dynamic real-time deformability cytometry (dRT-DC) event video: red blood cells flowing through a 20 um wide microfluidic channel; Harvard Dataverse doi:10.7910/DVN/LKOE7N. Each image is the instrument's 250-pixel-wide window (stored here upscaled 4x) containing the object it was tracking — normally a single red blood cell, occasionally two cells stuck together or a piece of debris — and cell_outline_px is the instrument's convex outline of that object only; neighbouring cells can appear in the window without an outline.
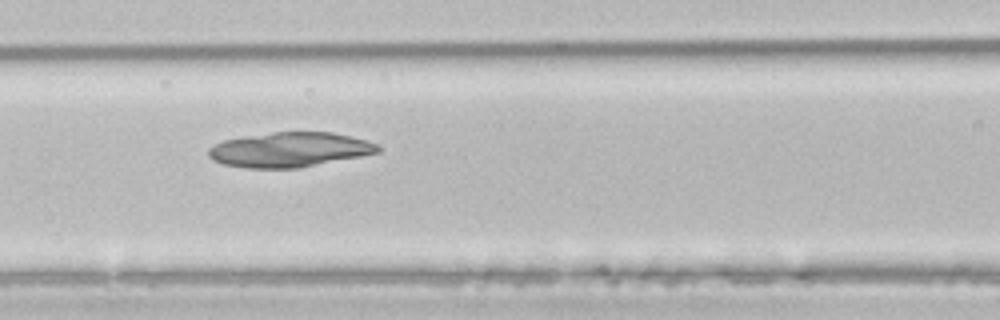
{"species": "common noctule bat (a hibernating species)", "species_latin": "Nyctalus noctula", "temperature_condition": "room temperature", "stored_images_in_passage": 47, "camera_frame_rate_fps": 3000, "um_per_image_px": 0.085, "animal": {"sex": "male", "body_mass_g": 21.5, "forearm_length_mm": 52.0}, "frame": {"image": 1, "passage_image": 22, "time_ms": 7.0, "image_size_px": [1000, 320], "cell_outline_px": [[384, 148], [380, 152], [300, 168], [248, 168], [224, 164], [212, 160], [208, 156], [208, 148], [224, 140], [244, 136], [272, 132], [332, 132], [352, 136], [368, 140], [380, 144]], "centroid_in_image_um": [24.67, 12.72], "position_along_channel_um": 141.9, "area_um2": 34.56}}
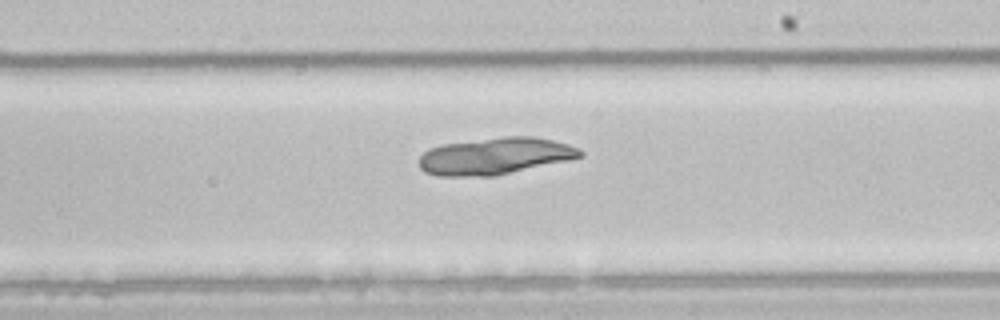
{"frame": {"image": 2, "passage_image": 30, "time_ms": 9.667, "image_size_px": [1000, 320], "cell_outline_px": [[584, 156], [568, 160], [496, 176], [440, 176], [424, 172], [420, 168], [420, 156], [428, 148], [444, 144], [504, 136], [536, 136], [568, 144], [584, 152]], "centroid_in_image_um": [42.08, 13.27], "position_along_channel_um": 246.9, "area_um2": 34.62}}
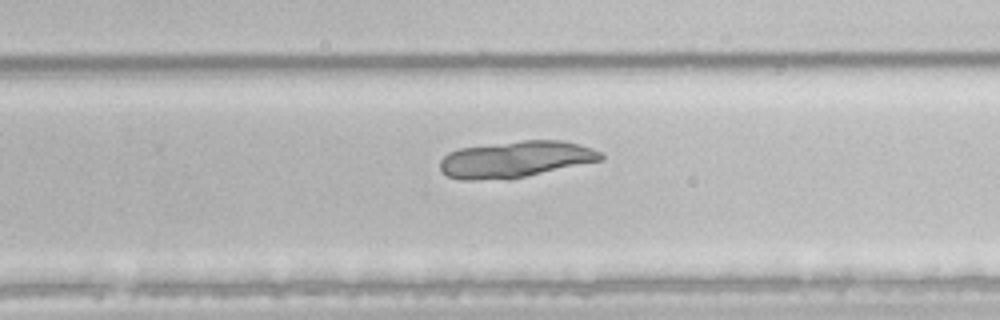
{"frame": {"image": 3, "passage_image": 33, "time_ms": 10.667, "image_size_px": [1000, 320], "cell_outline_px": [[604, 160], [508, 180], [460, 180], [448, 176], [440, 168], [440, 160], [448, 152], [460, 148], [524, 140], [564, 140], [580, 144], [592, 148], [600, 152], [604, 156]], "centroid_in_image_um": [43.85, 13.55], "position_along_channel_um": 286.0, "area_um2": 34.45}}